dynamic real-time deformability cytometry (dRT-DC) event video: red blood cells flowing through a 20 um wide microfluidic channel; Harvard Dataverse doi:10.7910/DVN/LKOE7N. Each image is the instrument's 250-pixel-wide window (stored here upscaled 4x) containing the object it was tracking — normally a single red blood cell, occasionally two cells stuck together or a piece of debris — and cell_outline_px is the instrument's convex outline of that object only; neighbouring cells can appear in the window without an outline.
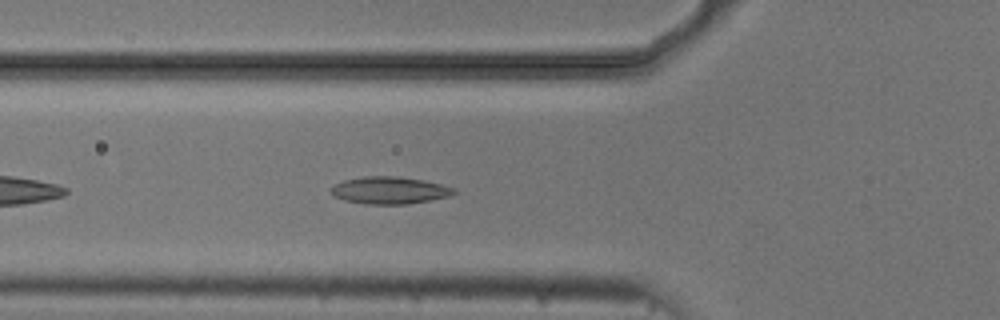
{"species": "common noctule bat (a hibernating species)", "species_latin": "Nyctalus noctula", "temperature_condition": "cold", "stored_images_in_passage": 41, "camera_frame_rate_fps": 3000, "um_per_image_px": 0.085, "animal": {"sex": "male", "body_mass_g": 20.5, "forearm_length_mm": 52.5}, "frame": {"image": 1, "passage_image": 6, "time_ms": 1.667, "image_size_px": [1000, 320], "cell_outline_px": [[456, 192], [448, 196], [432, 200], [408, 204], [364, 204], [344, 200], [332, 196], [328, 192], [328, 188], [332, 184], [344, 180], [364, 176], [396, 176], [424, 180], [456, 188]], "centroid_in_image_um": [33.04, 16.18], "position_along_channel_um": 92.8, "area_um2": 19.83}}
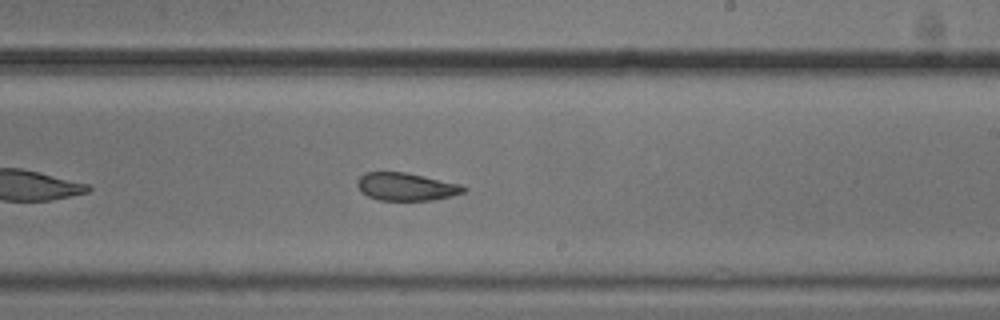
{"frame": {"image": 2, "passage_image": 19, "time_ms": 6.0, "image_size_px": [1000, 320], "cell_outline_px": [[468, 188], [464, 192], [432, 200], [380, 200], [368, 196], [360, 192], [356, 184], [356, 180], [364, 172], [404, 172], [460, 184]], "centroid_in_image_um": [34.46, 15.86], "position_along_channel_um": 254.5, "area_um2": 17.11}}
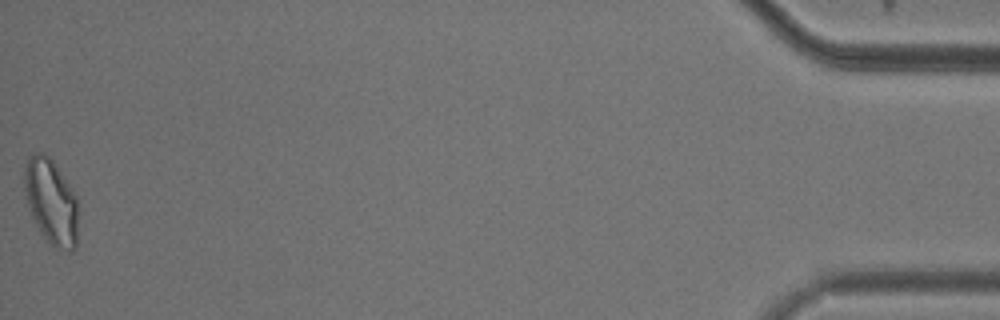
{"frame": {"image": 3, "passage_image": 41, "time_ms": 13.333, "image_size_px": [1000, 320], "cell_outline_px": [[76, 248], [72, 252], [68, 252], [56, 248], [40, 232], [32, 216], [24, 192], [24, 168], [28, 160], [36, 152], [44, 152], [52, 160], [76, 196]], "centroid_in_image_um": [4.33, 17.15], "position_along_channel_um": 430.9, "area_um2": 26.24}, "authors_computed_cell_mechanics": {"area_um2": 18.7272, "velocity_mm_per_s": 3.7218, "shape_relaxation_time_tau1_ms": 8.1844, "shape_relaxation_time_tau2_ms": 3.4562, "deformation_change_tau1": 0.1517, "deformation_change_tau2": 0.1013}}